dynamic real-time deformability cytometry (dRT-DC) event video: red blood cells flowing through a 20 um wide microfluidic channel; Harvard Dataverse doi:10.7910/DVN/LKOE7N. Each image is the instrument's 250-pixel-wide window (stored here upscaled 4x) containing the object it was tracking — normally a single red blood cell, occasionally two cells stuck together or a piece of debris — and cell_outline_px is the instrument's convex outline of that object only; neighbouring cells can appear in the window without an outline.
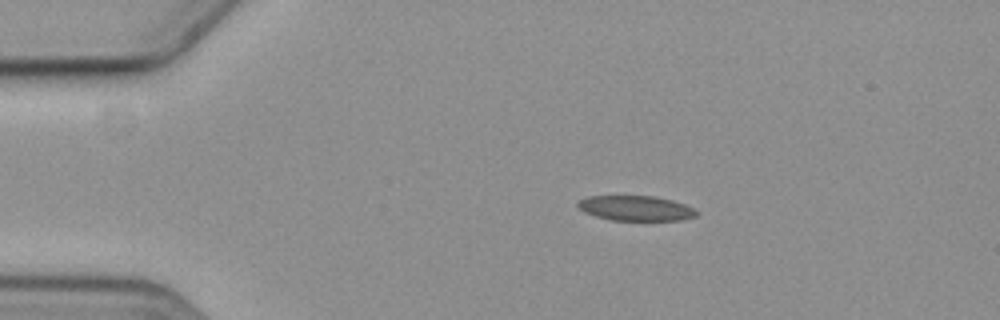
{"species": "common noctule bat (a hibernating species)", "species_latin": "Nyctalus noctula", "temperature_condition": "cold", "stored_images_in_passage": 5, "camera_frame_rate_fps": 3000, "um_per_image_px": 0.085, "animal": {"sex": "female", "body_mass_g": 19.3, "forearm_length_mm": 54.1}, "frame": {"image": 1, "passage_image": 2, "time_ms": 1.0, "image_size_px": [1000, 320], "cell_outline_px": [[700, 212], [696, 216], [680, 220], [612, 220], [596, 216], [584, 212], [576, 204], [580, 200], [588, 196], [652, 196], [672, 200], [696, 208]], "centroid_in_image_um": [54.08, 17.7], "position_along_channel_um": 30.9, "area_um2": 17.28}}
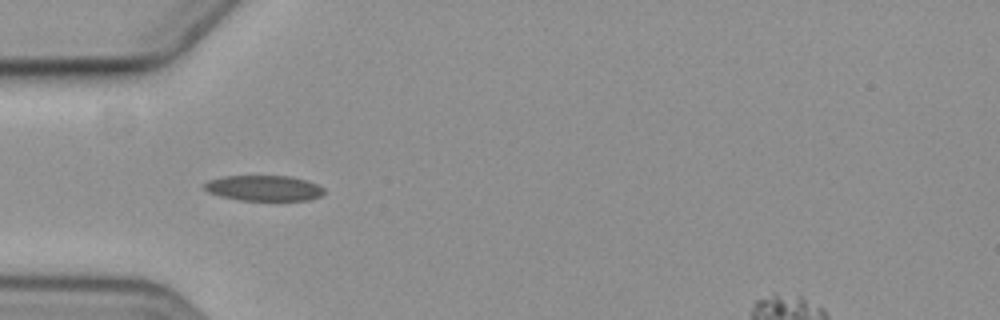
{"frame": {"image": 2, "passage_image": 4, "time_ms": 3.333, "image_size_px": [1000, 320], "cell_outline_px": [[324, 192], [320, 196], [308, 200], [240, 200], [220, 196], [208, 192], [204, 188], [204, 184], [208, 180], [224, 176], [292, 176], [316, 184], [324, 188]], "centroid_in_image_um": [22.41, 15.99], "position_along_channel_um": 62.6, "area_um2": 17.69}}
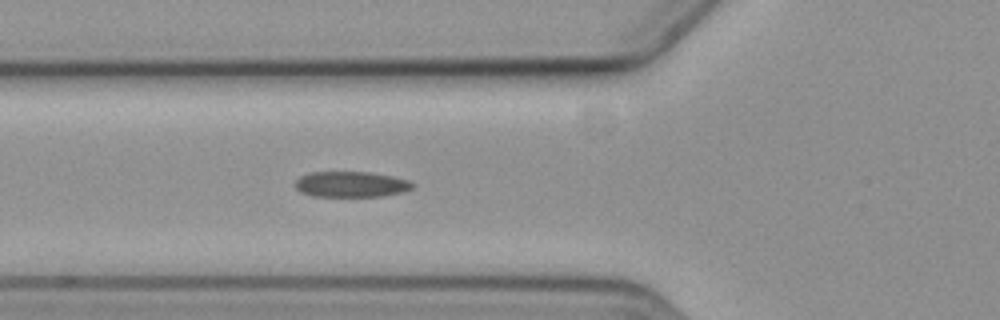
{"frame": {"image": 3, "passage_image": 5, "time_ms": 4.333, "image_size_px": [1000, 320], "cell_outline_px": [[416, 184], [412, 188], [404, 192], [384, 196], [312, 196], [300, 192], [292, 184], [300, 176], [308, 172], [368, 172], [392, 176], [408, 180]], "centroid_in_image_um": [29.82, 15.66], "position_along_channel_um": 96.0, "area_um2": 17.74}}